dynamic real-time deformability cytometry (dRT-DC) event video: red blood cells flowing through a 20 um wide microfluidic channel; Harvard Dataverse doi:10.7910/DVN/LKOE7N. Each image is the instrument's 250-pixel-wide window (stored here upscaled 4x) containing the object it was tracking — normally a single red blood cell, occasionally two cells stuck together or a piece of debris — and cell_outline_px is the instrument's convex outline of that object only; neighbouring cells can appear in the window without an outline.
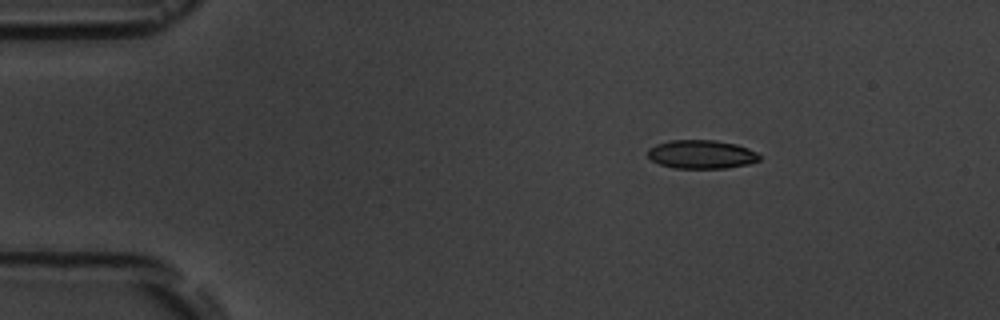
{"species": "common noctule bat (a hibernating species)", "species_latin": "Nyctalus noctula", "temperature_condition": "room temperature", "stored_images_in_passage": 4, "segment_of_instrument_passage": [1, 2], "camera_frame_rate_fps": 3000, "um_per_image_px": 0.085, "animal": {"sex": "male", "body_mass_g": 19.5, "forearm_length_mm": 54.6}, "frame": {"image": 1, "passage_image": 1, "time_ms": 0.0, "image_size_px": [1000, 320], "cell_outline_px": [[760, 160], [748, 164], [724, 168], [676, 168], [660, 164], [652, 160], [648, 156], [648, 148], [656, 144], [672, 140], [716, 140], [736, 144], [748, 148], [756, 152], [760, 156]], "centroid_in_image_um": [59.63, 13.11], "position_along_channel_um": 25.4, "area_um2": 18.55}}